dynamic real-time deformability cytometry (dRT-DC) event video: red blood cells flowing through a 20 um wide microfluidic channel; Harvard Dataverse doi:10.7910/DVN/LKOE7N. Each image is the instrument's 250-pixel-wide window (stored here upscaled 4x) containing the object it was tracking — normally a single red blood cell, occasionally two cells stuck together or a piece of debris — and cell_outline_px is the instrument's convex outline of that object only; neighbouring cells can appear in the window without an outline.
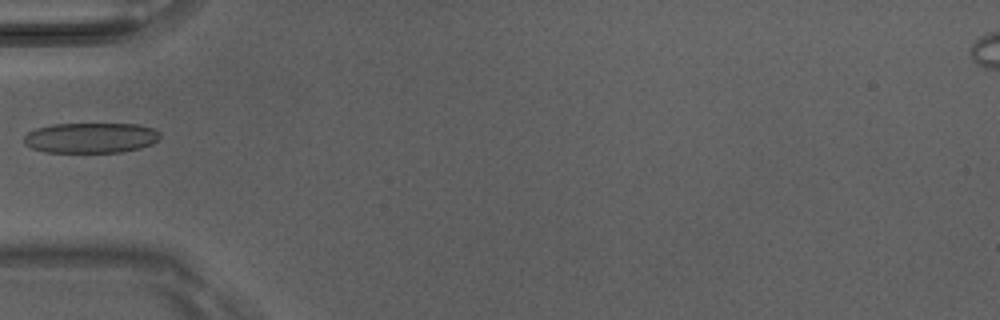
{"species": "Egyptian fruit bat (a non-hibernating species)", "species_latin": "Rousettus aegyptiacus", "temperature_condition": "room temperature", "stored_images_in_passage": 4, "camera_frame_rate_fps": 3000, "um_per_image_px": 0.085, "animal": {"sex": "male"}, "frame": {"image": 1, "passage_image": 4, "time_ms": 1.0, "image_size_px": [1000, 320], "cell_outline_px": [[160, 136], [152, 144], [140, 148], [120, 152], [44, 152], [32, 148], [24, 144], [24, 136], [28, 132], [36, 128], [52, 124], [136, 124], [152, 128], [160, 132]], "centroid_in_image_um": [7.69, 11.71], "position_along_channel_um": 77.3, "area_um2": 24.04}}